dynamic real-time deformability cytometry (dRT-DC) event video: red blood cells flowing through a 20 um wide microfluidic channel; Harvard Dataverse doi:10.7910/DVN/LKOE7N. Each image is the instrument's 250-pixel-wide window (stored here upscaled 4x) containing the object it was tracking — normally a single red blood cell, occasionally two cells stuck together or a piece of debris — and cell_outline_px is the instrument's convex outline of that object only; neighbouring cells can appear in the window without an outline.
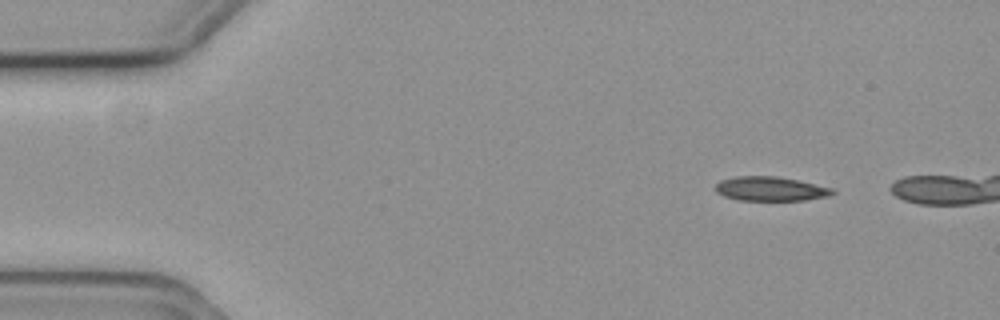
{"species": "common noctule bat (a hibernating species)", "species_latin": "Nyctalus noctula", "temperature_condition": "cold", "stored_images_in_passage": 3, "camera_frame_rate_fps": 3000, "um_per_image_px": 0.085, "animal": {"sex": "female", "body_mass_g": 19.3, "forearm_length_mm": 54.1}, "frame": {"image": 1, "passage_image": 1, "time_ms": 0.0, "image_size_px": [1000, 320], "cell_outline_px": [[836, 192], [828, 196], [804, 200], [736, 200], [724, 196], [716, 192], [716, 184], [720, 180], [736, 176], [776, 176], [796, 180], [832, 188]], "centroid_in_image_um": [65.45, 16.05], "position_along_channel_um": 19.5, "area_um2": 16.42}}